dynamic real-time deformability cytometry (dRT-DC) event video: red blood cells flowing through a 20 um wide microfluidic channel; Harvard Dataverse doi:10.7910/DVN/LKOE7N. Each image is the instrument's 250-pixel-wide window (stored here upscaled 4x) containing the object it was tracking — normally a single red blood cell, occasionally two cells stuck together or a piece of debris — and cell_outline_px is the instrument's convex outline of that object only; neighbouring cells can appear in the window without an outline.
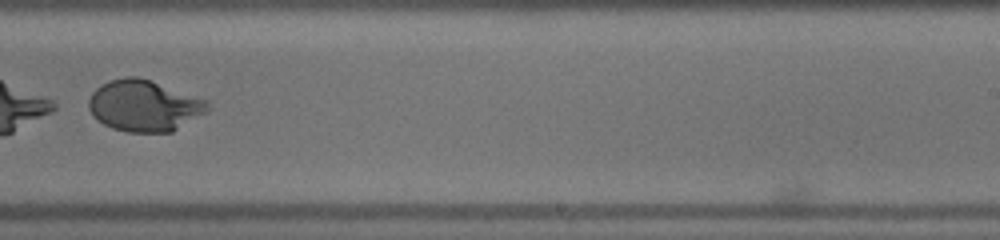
{"species": "human", "species_latin": "Homo sapiens", "temperature_condition": "warm", "stored_images_in_passage": 41, "segment_of_instrument_passage": [2, 2], "camera_frame_rate_fps": 3000, "um_per_image_px": 0.085, "donor": {"sex": "male"}, "frame": {"image": 1, "passage_image": 24, "time_ms": 7.667, "image_size_px": [1000, 240], "cell_outline_px": [[208, 112], [172, 132], [128, 132], [112, 128], [96, 120], [92, 116], [88, 108], [88, 100], [92, 92], [96, 88], [112, 80], [128, 76], [136, 76], [208, 100]], "centroid_in_image_um": [12.24, 9.01], "position_along_channel_um": 276.8, "area_um2": 35.43}}
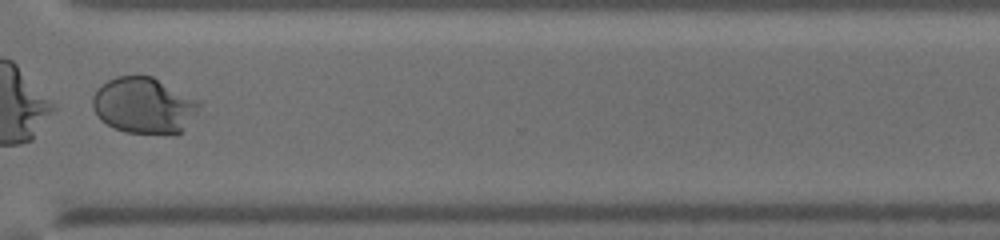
{"frame": {"image": 2, "passage_image": 30, "time_ms": 9.667, "image_size_px": [1000, 240], "cell_outline_px": [[204, 100], [200, 108], [184, 128], [180, 132], [128, 132], [116, 128], [100, 120], [92, 108], [92, 96], [96, 88], [108, 80], [116, 76], [152, 76]], "centroid_in_image_um": [12.25, 8.91], "position_along_channel_um": 358.3, "area_um2": 34.91}}